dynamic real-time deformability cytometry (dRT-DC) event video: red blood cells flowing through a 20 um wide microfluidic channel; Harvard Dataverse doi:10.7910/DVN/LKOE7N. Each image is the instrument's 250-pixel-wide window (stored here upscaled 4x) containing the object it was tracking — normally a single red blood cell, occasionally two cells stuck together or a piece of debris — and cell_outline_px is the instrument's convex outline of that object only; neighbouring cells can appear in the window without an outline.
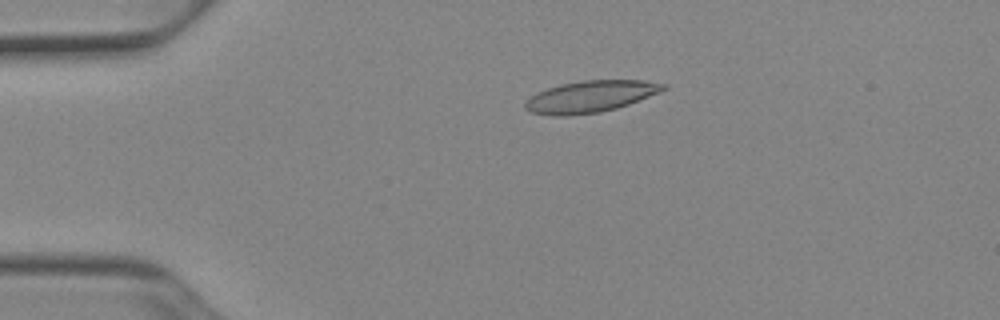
{"species": "Egyptian fruit bat (a non-hibernating species)", "species_latin": "Rousettus aegyptiacus", "temperature_condition": "cold", "stored_images_in_passage": 48, "camera_frame_rate_fps": 3000, "um_per_image_px": 0.085, "animal": {"sex": "female"}, "frame": {"image": 1, "passage_image": 7, "time_ms": 2.0, "image_size_px": [1000, 320], "cell_outline_px": [[668, 88], [660, 92], [628, 104], [616, 108], [600, 112], [568, 116], [556, 116], [532, 112], [524, 108], [524, 100], [528, 96], [536, 92], [560, 84], [580, 80], [644, 80], [668, 84]], "centroid_in_image_um": [50.16, 8.2], "position_along_channel_um": 34.8, "area_um2": 25.72}}
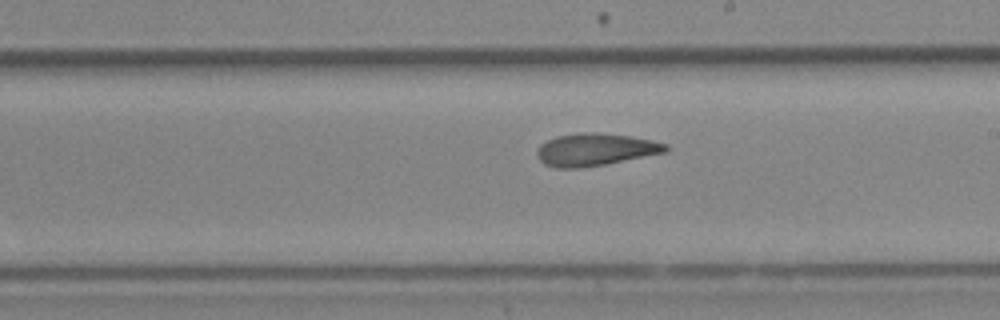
{"frame": {"image": 2, "passage_image": 26, "time_ms": 8.333, "image_size_px": [1000, 320], "cell_outline_px": [[668, 148], [664, 152], [604, 164], [580, 168], [556, 168], [544, 164], [536, 156], [536, 152], [540, 144], [556, 136], [580, 132], [596, 132], [628, 136], [652, 140], [668, 144]], "centroid_in_image_um": [50.54, 12.71], "position_along_channel_um": 238.5, "area_um2": 24.1}}
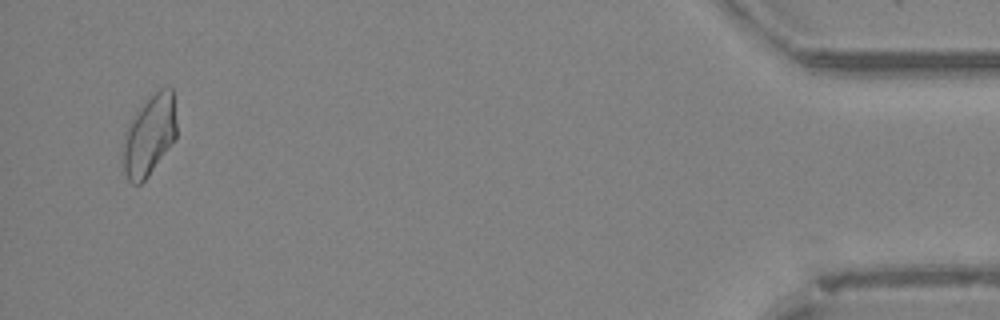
{"frame": {"image": 3, "passage_image": 46, "time_ms": 15.0, "image_size_px": [1000, 320], "cell_outline_px": [[176, 136], [148, 176], [140, 184], [132, 184], [128, 180], [124, 172], [120, 152], [124, 132], [128, 124], [136, 112], [160, 88], [172, 88], [176, 120]], "centroid_in_image_um": [12.63, 11.55], "position_along_channel_um": 422.6, "area_um2": 25.03}, "authors_computed_cell_mechanics": {"area_um2": 24.276, "velocity_mm_per_s": 3.9157, "shape_relaxation_time_tau1_ms": null, "shape_relaxation_time_tau2_ms": 3.1987, "deformation_change_tau1": null, "deformation_change_tau2": 0.1077}}